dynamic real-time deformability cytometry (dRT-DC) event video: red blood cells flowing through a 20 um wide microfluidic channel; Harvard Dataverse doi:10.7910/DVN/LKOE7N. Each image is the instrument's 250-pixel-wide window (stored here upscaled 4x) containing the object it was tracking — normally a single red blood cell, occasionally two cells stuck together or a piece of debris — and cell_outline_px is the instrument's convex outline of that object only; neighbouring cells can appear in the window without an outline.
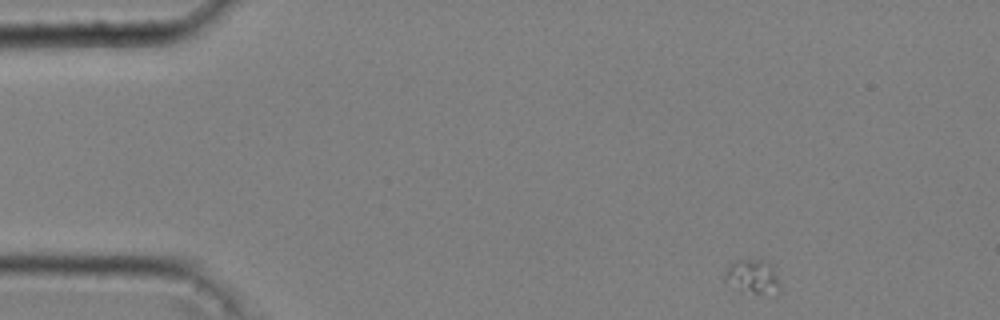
{"species": "common noctule bat (a hibernating species)", "species_latin": "Nyctalus noctula", "temperature_condition": "cold", "stored_images_in_passage": 46, "camera_frame_rate_fps": 3000, "um_per_image_px": 0.085, "animal": {"sex": "male", "body_mass_g": 20.4}, "frame": {"image": 1, "passage_image": 1, "time_ms": 0.0, "image_size_px": [1000, 320], "cell_outline_px": [[780, 292], [740, 292], [724, 280], [724, 272], [728, 264], [736, 260], [764, 260], [772, 264], [776, 272], [780, 284]], "centroid_in_image_um": [63.95, 23.49], "position_along_channel_um": 21.1, "area_um2": 11.04}}